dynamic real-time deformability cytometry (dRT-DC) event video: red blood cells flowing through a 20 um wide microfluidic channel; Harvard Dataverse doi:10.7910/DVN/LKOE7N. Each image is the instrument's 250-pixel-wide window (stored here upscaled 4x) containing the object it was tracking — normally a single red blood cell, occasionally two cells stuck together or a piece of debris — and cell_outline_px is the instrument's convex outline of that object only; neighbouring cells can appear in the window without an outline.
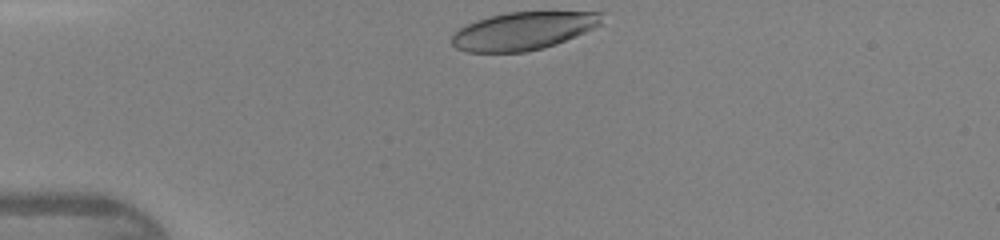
{"species": "human", "species_latin": "Homo sapiens", "temperature_condition": "warm", "stored_images_in_passage": 28, "camera_frame_rate_fps": 3000, "um_per_image_px": 0.085, "donor": {"sex": "female"}, "frame": {"image": 1, "passage_image": 1, "time_ms": 0.0, "image_size_px": [1000, 240], "cell_outline_px": [[604, 12], [600, 24], [584, 32], [556, 44], [544, 48], [524, 52], [468, 52], [456, 48], [452, 44], [452, 36], [460, 28], [476, 20], [508, 12]], "centroid_in_image_um": [44.46, 2.63], "position_along_channel_um": 40.5, "area_um2": 32.71}}
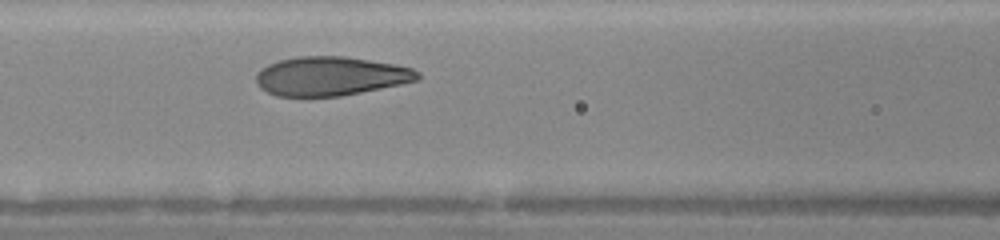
{"frame": {"image": 2, "passage_image": 10, "time_ms": 3.0, "image_size_px": [1000, 240], "cell_outline_px": [[420, 80], [340, 96], [276, 96], [260, 88], [256, 84], [256, 72], [260, 68], [268, 64], [280, 60], [296, 56], [344, 56], [396, 64], [412, 68], [420, 72]], "centroid_in_image_um": [28.09, 6.46], "position_along_channel_um": 138.5, "area_um2": 36.82}}
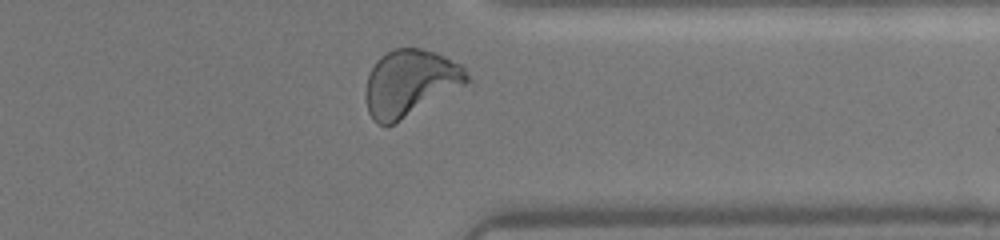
{"frame": {"image": 3, "passage_image": 26, "time_ms": 8.333, "image_size_px": [1000, 240], "cell_outline_px": [[472, 80], [396, 124], [380, 124], [368, 112], [364, 96], [364, 92], [368, 76], [376, 60], [380, 56], [392, 48], [420, 48], [436, 52], [464, 64]], "centroid_in_image_um": [34.88, 7.03], "position_along_channel_um": 376.5, "area_um2": 39.65}}